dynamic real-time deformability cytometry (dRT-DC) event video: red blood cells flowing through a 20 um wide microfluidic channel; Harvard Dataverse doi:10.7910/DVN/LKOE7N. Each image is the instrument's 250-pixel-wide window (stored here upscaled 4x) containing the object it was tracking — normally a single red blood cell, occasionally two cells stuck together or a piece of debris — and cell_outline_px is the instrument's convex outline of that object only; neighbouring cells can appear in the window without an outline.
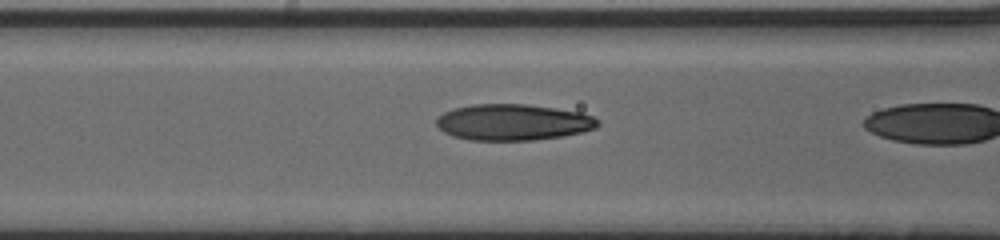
{"species": "human", "species_latin": "Homo sapiens", "temperature_condition": "cold", "stored_images_in_passage": 24, "segment_of_instrument_passage": [2, 2], "camera_frame_rate_fps": 3000, "um_per_image_px": 0.085, "donor": {"sex": "male"}, "frame": {"image": 1, "passage_image": 23, "time_ms": 7.333, "image_size_px": [1000, 240], "cell_outline_px": [[600, 124], [596, 128], [580, 132], [560, 136], [532, 140], [468, 140], [452, 136], [444, 132], [436, 124], [436, 116], [452, 108], [472, 104], [528, 104], [556, 108], [580, 112], [592, 116], [600, 120]], "centroid_in_image_um": [43.58, 10.38], "position_along_channel_um": 123.0, "area_um2": 34.22}}